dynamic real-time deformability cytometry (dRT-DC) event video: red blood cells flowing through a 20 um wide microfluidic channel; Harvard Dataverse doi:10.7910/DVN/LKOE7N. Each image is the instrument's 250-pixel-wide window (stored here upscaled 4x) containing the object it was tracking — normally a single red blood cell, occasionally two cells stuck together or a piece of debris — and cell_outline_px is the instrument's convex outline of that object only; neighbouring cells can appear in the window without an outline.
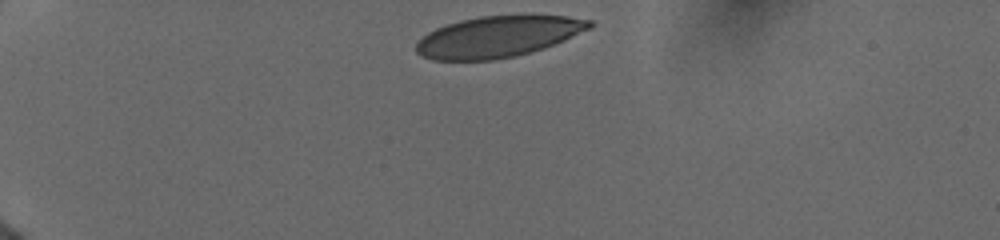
{"species": "human", "species_latin": "Homo sapiens", "temperature_condition": "cold", "stored_images_in_passage": 6, "camera_frame_rate_fps": 3000, "um_per_image_px": 0.085, "donor": {"sex": "female"}, "frame": {"image": 1, "passage_image": 1, "time_ms": 0.0, "image_size_px": [1000, 240], "cell_outline_px": [[592, 28], [564, 40], [544, 48], [516, 56], [496, 60], [432, 60], [416, 52], [416, 44], [428, 32], [436, 28], [460, 20], [480, 16], [524, 12], [568, 16], [592, 20]], "centroid_in_image_um": [42.41, 3.07], "position_along_channel_um": 42.6, "area_um2": 42.54}}
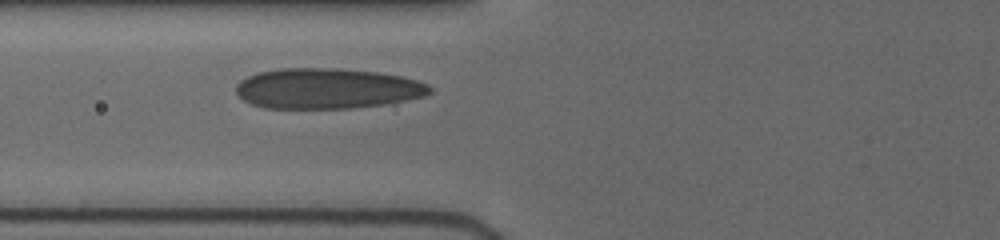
{"frame": {"image": 2, "passage_image": 6, "time_ms": 3.0, "image_size_px": [1000, 240], "cell_outline_px": [[432, 92], [424, 96], [384, 104], [348, 108], [264, 108], [252, 104], [244, 100], [236, 92], [236, 84], [240, 80], [248, 76], [260, 72], [280, 68], [336, 68], [380, 72], [400, 76], [416, 80], [428, 84], [432, 88]], "centroid_in_image_um": [27.8, 7.51], "position_along_channel_um": 98.0, "area_um2": 45.6}}